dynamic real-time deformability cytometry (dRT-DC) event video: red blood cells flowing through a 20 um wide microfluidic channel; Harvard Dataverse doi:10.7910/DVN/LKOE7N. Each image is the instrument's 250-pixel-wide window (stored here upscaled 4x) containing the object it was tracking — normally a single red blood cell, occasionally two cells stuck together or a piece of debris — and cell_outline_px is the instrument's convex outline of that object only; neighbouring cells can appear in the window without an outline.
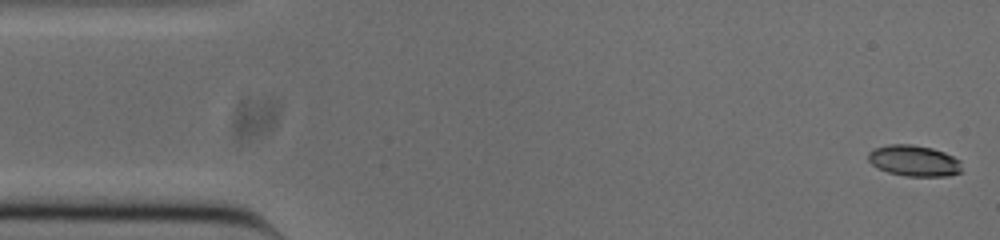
{"species": "common noctule bat (a hibernating species)", "species_latin": "Nyctalus noctula", "temperature_condition": "cold", "stored_images_in_passage": 49, "camera_frame_rate_fps": 3000, "um_per_image_px": 0.085, "animal": {"sex": "male", "body_mass_g": 20.0, "forearm_length_mm": 53.3}, "frame": {"image": 1, "passage_image": 1, "time_ms": 0.0, "image_size_px": [1000, 240], "cell_outline_px": [[964, 172], [948, 176], [908, 176], [888, 172], [876, 168], [868, 160], [868, 152], [872, 148], [888, 144], [912, 144], [932, 148], [944, 152], [960, 160]], "centroid_in_image_um": [77.7, 13.66], "position_along_channel_um": 7.3, "area_um2": 17.22}}
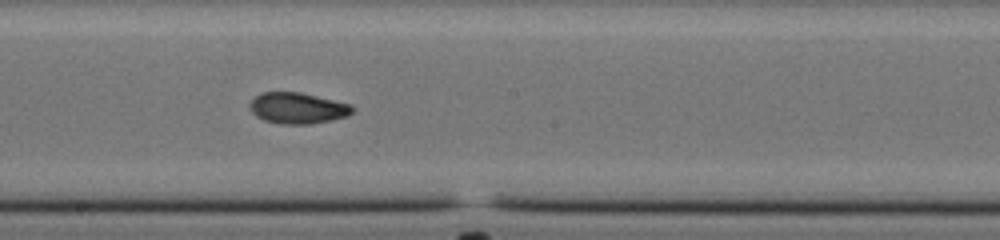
{"frame": {"image": 2, "passage_image": 27, "time_ms": 8.667, "image_size_px": [1000, 240], "cell_outline_px": [[356, 108], [348, 116], [332, 120], [312, 124], [280, 124], [264, 120], [256, 116], [252, 112], [248, 104], [256, 96], [264, 92], [300, 92], [352, 104]], "centroid_in_image_um": [25.33, 9.19], "position_along_channel_um": 222.9, "area_um2": 18.73}}
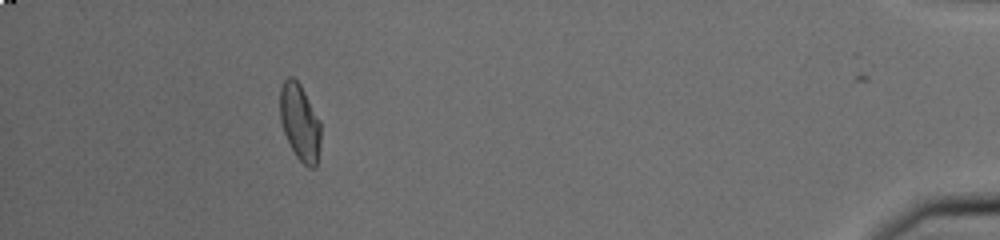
{"frame": {"image": 3, "passage_image": 47, "time_ms": 15.333, "image_size_px": [1000, 240], "cell_outline_px": [[320, 144], [316, 168], [308, 168], [296, 156], [284, 132], [280, 120], [280, 88], [284, 80], [288, 76], [292, 76], [300, 84], [320, 120]], "centroid_in_image_um": [25.49, 10.39], "position_along_channel_um": 409.7, "area_um2": 18.15}, "authors_computed_cell_mechanics": {"area_um2": 18.2648, "velocity_mm_per_s": 3.8527, "shape_relaxation_time_tau1_ms": 5.2597, "shape_relaxation_time_tau2_ms": 2.5467, "deformation_change_tau1": 0.1835, "deformation_change_tau2": 0.0728}}